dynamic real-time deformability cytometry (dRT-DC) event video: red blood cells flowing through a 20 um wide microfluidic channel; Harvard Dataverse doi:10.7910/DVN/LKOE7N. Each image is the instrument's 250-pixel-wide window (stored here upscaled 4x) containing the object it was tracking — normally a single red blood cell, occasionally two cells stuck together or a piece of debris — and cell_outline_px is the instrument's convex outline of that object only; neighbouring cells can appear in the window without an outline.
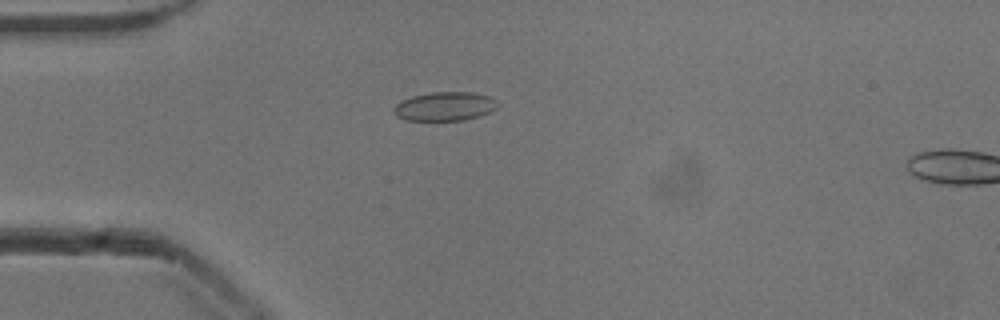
{"species": "common noctule bat (a hibernating species)", "species_latin": "Nyctalus noctula", "temperature_condition": "cold", "stored_images_in_passage": 5, "camera_frame_rate_fps": 3000, "um_per_image_px": 0.085, "animal": {"sex": "male", "body_mass_g": 13.3}, "frame": {"image": 1, "passage_image": 3, "time_ms": 0.667, "image_size_px": [1000, 320], "cell_outline_px": [[496, 108], [480, 116], [464, 120], [404, 120], [396, 116], [392, 112], [392, 108], [400, 100], [412, 96], [432, 92], [472, 92], [488, 96], [496, 100]], "centroid_in_image_um": [37.74, 9.04], "position_along_channel_um": 47.3, "area_um2": 17.51}}